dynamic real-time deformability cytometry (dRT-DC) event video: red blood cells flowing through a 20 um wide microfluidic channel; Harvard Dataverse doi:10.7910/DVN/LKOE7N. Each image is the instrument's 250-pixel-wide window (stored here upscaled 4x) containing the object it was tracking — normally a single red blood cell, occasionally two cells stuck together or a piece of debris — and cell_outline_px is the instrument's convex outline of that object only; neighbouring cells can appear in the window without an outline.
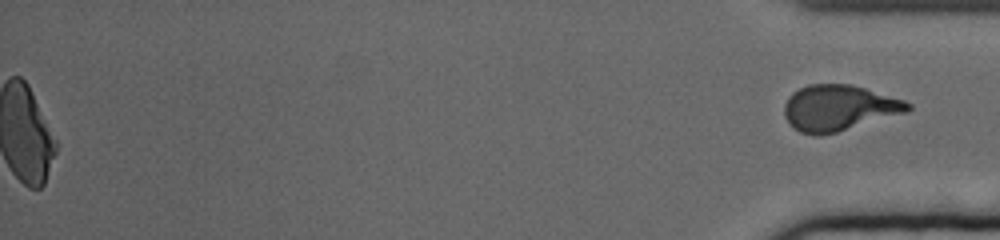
{"species": "human", "species_latin": "Homo sapiens", "temperature_condition": "cold", "stored_images_in_passage": 62, "segment_of_instrument_passage": [2, 2], "camera_frame_rate_fps": 3000, "um_per_image_px": 0.085, "donor": {"sex": "female"}, "frame": {"image": 1, "passage_image": 62, "time_ms": 20.333, "image_size_px": [1000, 240], "cell_outline_px": [[912, 108], [908, 112], [836, 132], [820, 136], [816, 136], [800, 132], [784, 116], [784, 104], [788, 96], [792, 92], [808, 84], [852, 84], [904, 100], [912, 104]], "centroid_in_image_um": [71.31, 9.16], "position_along_channel_um": 363.9, "area_um2": 32.95}}